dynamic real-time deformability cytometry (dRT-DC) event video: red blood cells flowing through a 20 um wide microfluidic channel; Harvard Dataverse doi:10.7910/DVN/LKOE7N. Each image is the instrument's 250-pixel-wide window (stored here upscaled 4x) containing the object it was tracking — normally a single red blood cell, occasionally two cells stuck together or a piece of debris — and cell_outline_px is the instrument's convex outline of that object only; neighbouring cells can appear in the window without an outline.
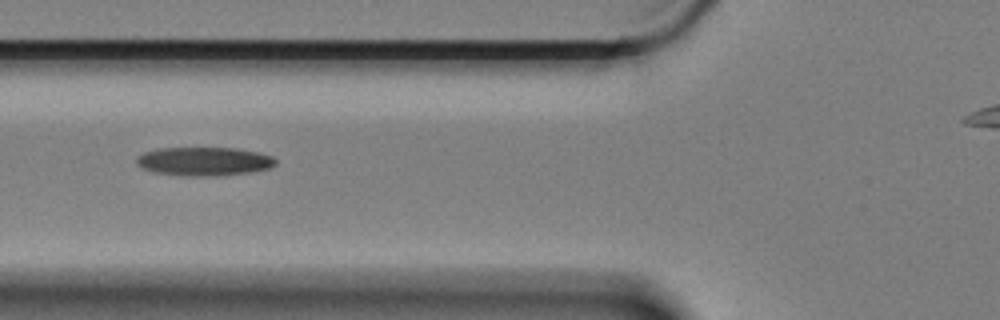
{"species": "Egyptian fruit bat (a non-hibernating species)", "species_latin": "Rousettus aegyptiacus", "temperature_condition": "cold", "stored_images_in_passage": 6, "camera_frame_rate_fps": 3000, "um_per_image_px": 0.085, "animal": {"sex": "female"}, "frame": {"image": 1, "passage_image": 3, "time_ms": 0.667, "image_size_px": [1000, 320], "cell_outline_px": [[276, 164], [268, 168], [248, 172], [216, 176], [188, 176], [156, 172], [144, 168], [136, 164], [136, 156], [144, 152], [160, 148], [236, 148], [260, 152], [272, 156], [276, 160]], "centroid_in_image_um": [17.35, 13.7], "position_along_channel_um": 108.5, "area_um2": 23.12}}
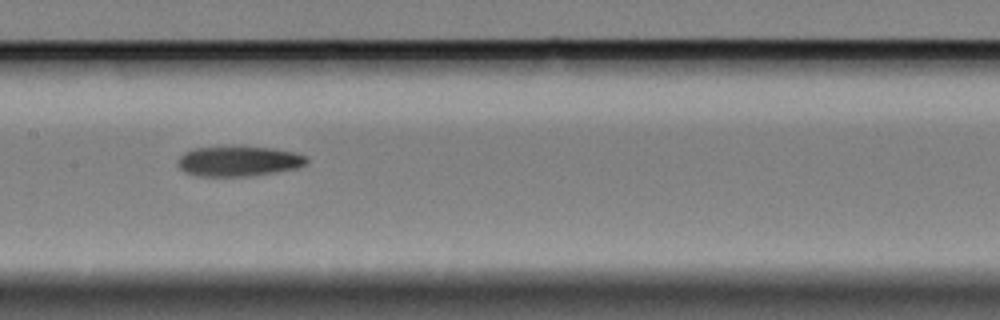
{"frame": {"image": 2, "passage_image": 5, "time_ms": 1.333, "image_size_px": [1000, 320], "cell_outline_px": [[308, 160], [304, 164], [296, 168], [272, 172], [244, 176], [200, 176], [184, 172], [180, 168], [176, 160], [184, 152], [196, 148], [240, 144], [272, 148], [292, 152], [304, 156]], "centroid_in_image_um": [20.21, 13.66], "position_along_channel_um": 187.2, "area_um2": 22.89}}
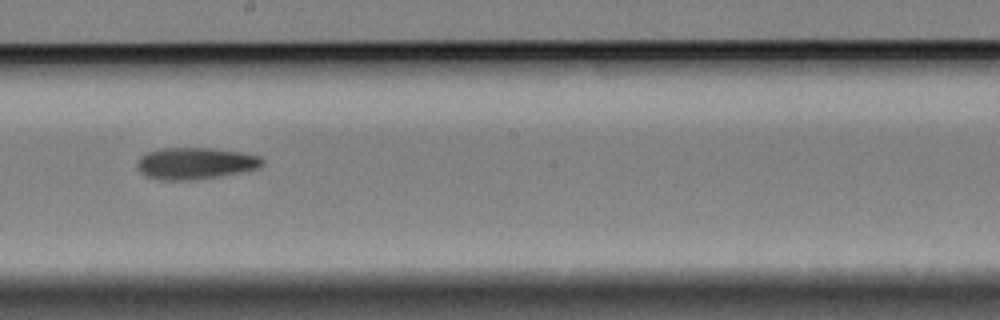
{"frame": {"image": 3, "passage_image": 6, "time_ms": 1.667, "image_size_px": [1000, 320], "cell_outline_px": [[264, 164], [256, 168], [240, 172], [192, 180], [160, 180], [144, 176], [140, 172], [136, 164], [140, 156], [144, 152], [156, 148], [216, 148], [240, 152], [260, 156], [264, 160]], "centroid_in_image_um": [16.54, 13.87], "position_along_channel_um": 231.7, "area_um2": 23.29}}